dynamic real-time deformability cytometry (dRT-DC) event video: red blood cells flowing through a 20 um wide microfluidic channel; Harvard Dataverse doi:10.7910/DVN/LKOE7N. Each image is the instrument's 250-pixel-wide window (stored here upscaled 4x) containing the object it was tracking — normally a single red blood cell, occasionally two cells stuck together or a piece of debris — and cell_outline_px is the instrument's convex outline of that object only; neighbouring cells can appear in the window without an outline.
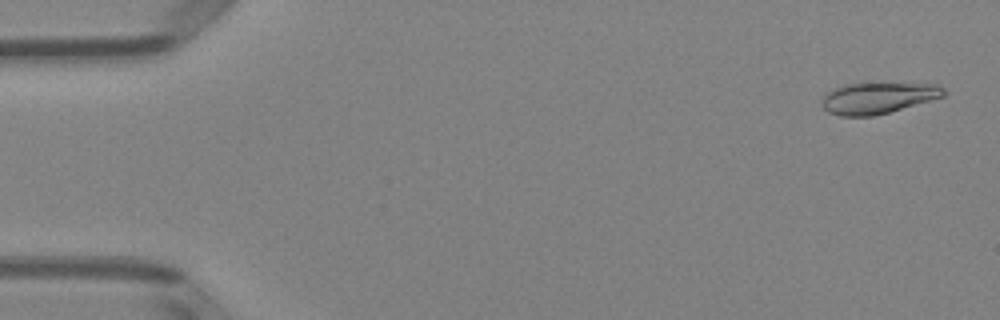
{"species": "Egyptian fruit bat (a non-hibernating species)", "species_latin": "Rousettus aegyptiacus", "temperature_condition": "room temperature", "stored_images_in_passage": 51, "camera_frame_rate_fps": 3000, "um_per_image_px": 0.085, "animal": {"sex": "female"}, "frame": {"image": 1, "passage_image": 2, "time_ms": 0.333, "image_size_px": [1000, 320], "cell_outline_px": [[948, 92], [944, 96], [888, 112], [872, 116], [840, 116], [828, 112], [820, 104], [824, 96], [828, 92], [844, 84], [864, 80], [880, 80], [936, 84], [944, 88]], "centroid_in_image_um": [74.64, 8.25], "position_along_channel_um": 10.4, "area_um2": 23.29}}
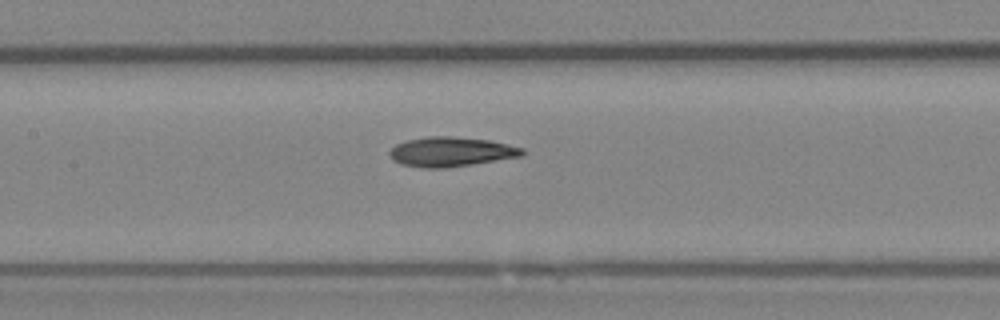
{"frame": {"image": 2, "passage_image": 24, "time_ms": 7.667, "image_size_px": [1000, 320], "cell_outline_px": [[524, 156], [472, 164], [444, 168], [420, 168], [400, 164], [392, 160], [388, 152], [396, 144], [408, 140], [428, 136], [452, 136], [488, 140], [524, 148]], "centroid_in_image_um": [38.32, 12.91], "position_along_channel_um": 169.1, "area_um2": 22.95}}
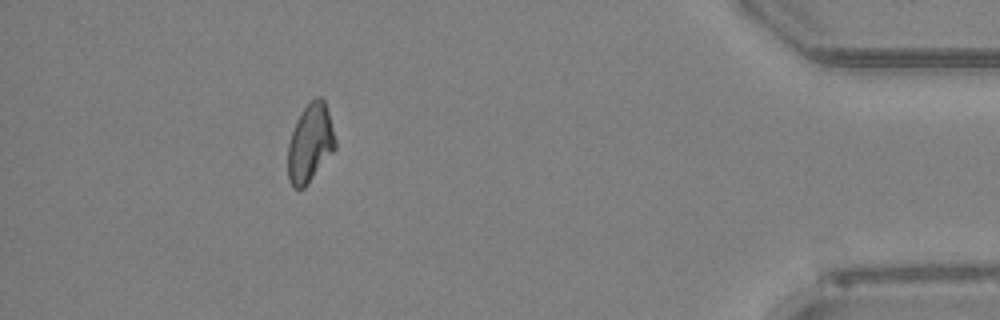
{"frame": {"image": 3, "passage_image": 46, "time_ms": 15.0, "image_size_px": [1000, 320], "cell_outline_px": [[336, 148], [304, 188], [292, 188], [288, 180], [288, 144], [296, 120], [304, 108], [316, 96], [320, 96], [324, 100], [328, 112], [336, 140]], "centroid_in_image_um": [26.35, 12.18], "position_along_channel_um": 408.8, "area_um2": 21.44}, "authors_computed_cell_mechanics": {"area_um2": 22.253, "velocity_mm_per_s": 3.9911, "shape_relaxation_time_tau1_ms": 9.3277, "shape_relaxation_time_tau2_ms": 5.5619, "deformation_change_tau1": 0.2151, "deformation_change_tau2": 0.1177}}